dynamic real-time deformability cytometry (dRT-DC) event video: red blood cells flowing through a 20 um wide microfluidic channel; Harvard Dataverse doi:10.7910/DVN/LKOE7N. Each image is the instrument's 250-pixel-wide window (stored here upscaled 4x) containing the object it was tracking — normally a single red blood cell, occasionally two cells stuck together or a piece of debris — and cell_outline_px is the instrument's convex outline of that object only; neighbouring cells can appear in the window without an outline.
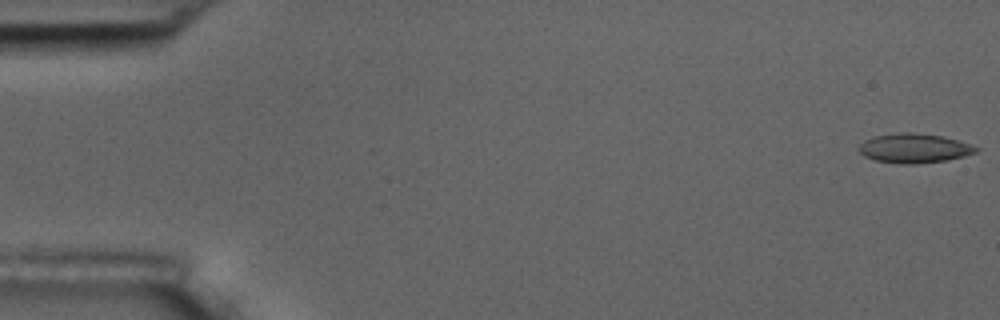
{"species": "common noctule bat (a hibernating species)", "species_latin": "Nyctalus noctula", "temperature_condition": "room temperature", "stored_images_in_passage": 55, "camera_frame_rate_fps": 3000, "um_per_image_px": 0.085, "animal": {"sex": "male", "body_mass_g": 17.5, "forearm_length_mm": 52.3}, "frame": {"image": 1, "passage_image": 1, "time_ms": 0.0, "image_size_px": [1000, 320], "cell_outline_px": [[980, 148], [976, 152], [964, 156], [948, 160], [912, 164], [904, 164], [876, 160], [864, 156], [860, 152], [860, 144], [864, 140], [876, 136], [900, 132], [912, 132], [940, 136], [956, 140]], "centroid_in_image_um": [77.7, 12.6], "position_along_channel_um": 7.3, "area_um2": 19.71}}
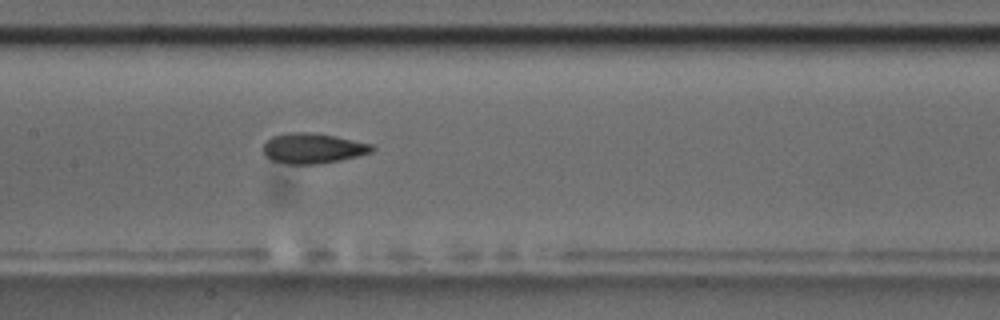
{"frame": {"image": 2, "passage_image": 27, "time_ms": 8.667, "image_size_px": [1000, 320], "cell_outline_px": [[376, 148], [372, 152], [340, 160], [316, 164], [284, 164], [272, 160], [264, 156], [264, 144], [272, 136], [288, 132], [312, 132], [336, 136], [372, 144]], "centroid_in_image_um": [26.59, 12.6], "position_along_channel_um": 180.8, "area_um2": 19.25}}
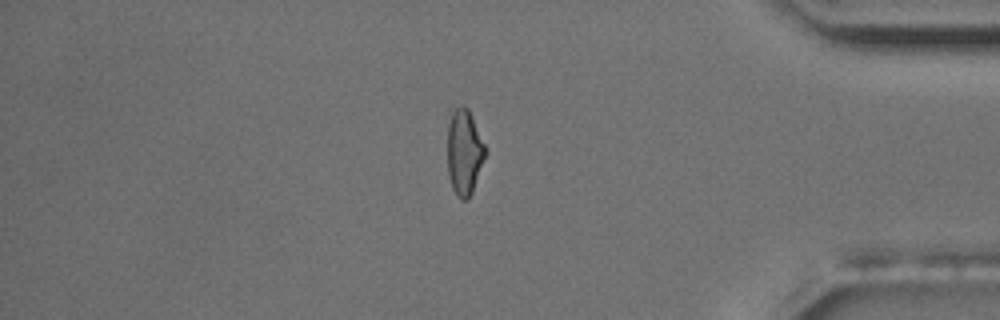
{"frame": {"image": 3, "passage_image": 47, "time_ms": 15.333, "image_size_px": [1000, 320], "cell_outline_px": [[484, 156], [472, 192], [468, 200], [460, 200], [456, 196], [452, 188], [448, 176], [448, 124], [452, 112], [460, 104], [468, 108], [472, 116], [484, 144]], "centroid_in_image_um": [39.43, 12.95], "position_along_channel_um": 395.8, "area_um2": 18.55}, "authors_computed_cell_mechanics": {"area_um2": 19.4786, "velocity_mm_per_s": 3.6667, "shape_relaxation_time_tau1_ms": 8.2542, "shape_relaxation_time_tau2_ms": 1.9672, "deformation_change_tau1": 0.162, "deformation_change_tau2": 0.0762}}